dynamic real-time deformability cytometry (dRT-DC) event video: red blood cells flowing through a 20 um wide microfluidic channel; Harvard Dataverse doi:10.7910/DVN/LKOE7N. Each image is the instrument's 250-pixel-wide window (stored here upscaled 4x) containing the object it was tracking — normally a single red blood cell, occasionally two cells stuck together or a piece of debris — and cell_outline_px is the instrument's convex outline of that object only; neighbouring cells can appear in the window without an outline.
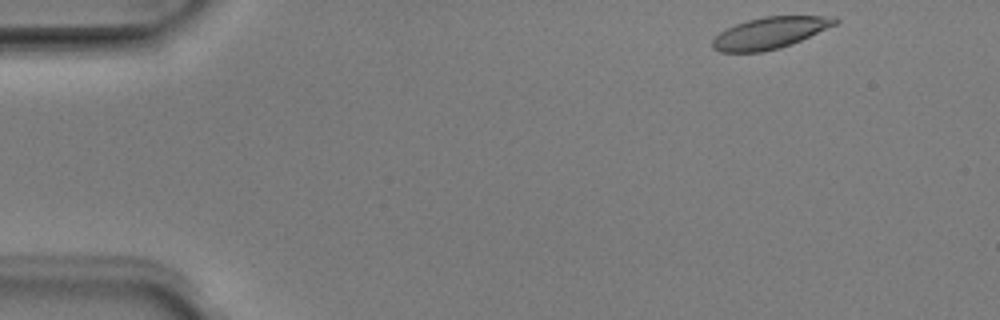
{"species": "Egyptian fruit bat (a non-hibernating species)", "species_latin": "Rousettus aegyptiacus", "temperature_condition": "room temperature", "stored_images_in_passage": 46, "camera_frame_rate_fps": 3000, "um_per_image_px": 0.085, "animal": {"sex": "male"}, "frame": {"image": 1, "passage_image": 1, "time_ms": 0.0, "image_size_px": [1000, 320], "cell_outline_px": [[840, 20], [836, 24], [792, 44], [780, 48], [760, 52], [720, 52], [712, 48], [712, 40], [720, 32], [736, 24], [748, 20], [764, 16], [836, 16]], "centroid_in_image_um": [65.45, 2.79], "position_along_channel_um": 19.6, "area_um2": 22.43}}
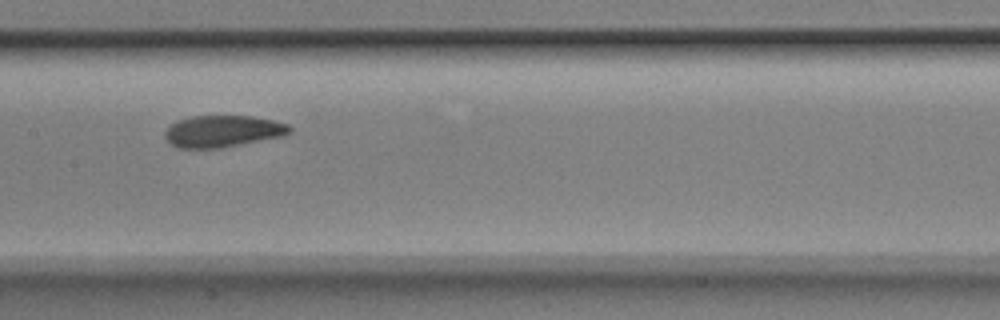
{"frame": {"image": 2, "passage_image": 21, "time_ms": 6.667, "image_size_px": [1000, 320], "cell_outline_px": [[292, 132], [284, 136], [220, 148], [176, 148], [164, 136], [164, 132], [176, 120], [192, 116], [252, 116], [272, 120], [288, 124], [292, 128]], "centroid_in_image_um": [18.95, 11.15], "position_along_channel_um": 188.5, "area_um2": 23.12}}
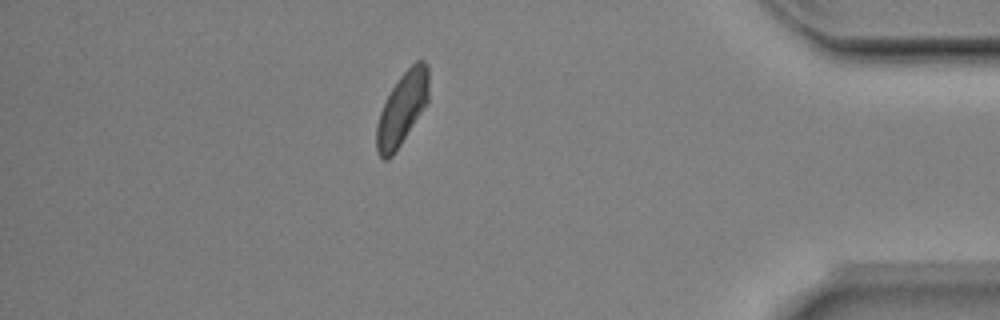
{"frame": {"image": 3, "passage_image": 40, "time_ms": 13.0, "image_size_px": [1000, 320], "cell_outline_px": [[428, 100], [400, 144], [392, 156], [388, 160], [384, 160], [376, 152], [376, 124], [380, 112], [392, 88], [400, 76], [416, 60], [424, 60], [428, 68]], "centroid_in_image_um": [34.15, 9.24], "position_along_channel_um": 401.0, "area_um2": 21.56}, "authors_computed_cell_mechanics": {"area_um2": 23.2934, "velocity_mm_per_s": 3.9705, "shape_relaxation_time_tau1_ms": 2.8022, "shape_relaxation_time_tau2_ms": 1.7468, "deformation_change_tau1": 0.1178, "deformation_change_tau2": 0.0488}}